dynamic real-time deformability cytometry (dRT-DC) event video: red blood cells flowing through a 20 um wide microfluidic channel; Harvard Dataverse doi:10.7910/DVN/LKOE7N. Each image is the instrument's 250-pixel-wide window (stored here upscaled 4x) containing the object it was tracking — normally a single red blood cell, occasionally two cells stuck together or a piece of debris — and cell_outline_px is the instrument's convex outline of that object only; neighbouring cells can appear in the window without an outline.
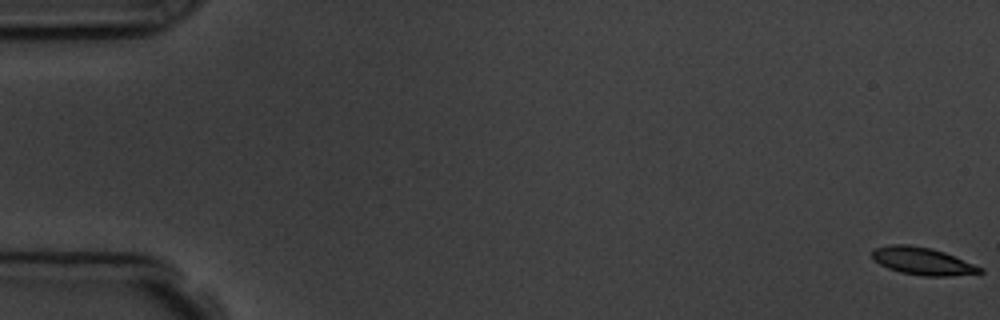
{"species": "common noctule bat (a hibernating species)", "species_latin": "Nyctalus noctula", "temperature_condition": "room temperature", "stored_images_in_passage": 5, "camera_frame_rate_fps": 3000, "um_per_image_px": 0.085, "animal": {"sex": "male", "body_mass_g": 19.5, "forearm_length_mm": 54.6}, "frame": {"image": 1, "passage_image": 1, "time_ms": 0.0, "image_size_px": [1000, 320], "cell_outline_px": [[984, 272], [948, 276], [924, 276], [900, 272], [888, 268], [880, 264], [872, 256], [872, 252], [876, 248], [888, 244], [908, 244], [932, 248], [944, 252], [984, 268]], "centroid_in_image_um": [78.42, 22.19], "position_along_channel_um": 6.6, "area_um2": 17.17}}